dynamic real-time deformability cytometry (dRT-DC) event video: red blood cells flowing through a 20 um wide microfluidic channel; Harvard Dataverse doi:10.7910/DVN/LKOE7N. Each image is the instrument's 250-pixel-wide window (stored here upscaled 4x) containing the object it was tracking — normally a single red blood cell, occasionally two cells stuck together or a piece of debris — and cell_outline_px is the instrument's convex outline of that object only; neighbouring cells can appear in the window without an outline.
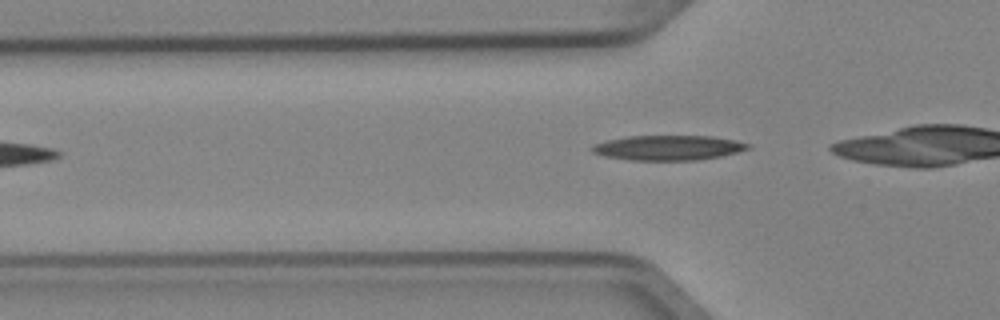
{"species": "Egyptian fruit bat (a non-hibernating species)", "species_latin": "Rousettus aegyptiacus", "temperature_condition": "cold", "stored_images_in_passage": 3, "camera_frame_rate_fps": 3000, "um_per_image_px": 0.085, "animal": {"sex": "female"}, "frame": {"image": 1, "passage_image": 3, "time_ms": 0.667, "image_size_px": [1000, 320], "cell_outline_px": [[752, 148], [720, 156], [696, 160], [628, 160], [604, 156], [592, 152], [592, 148], [596, 144], [608, 140], [628, 136], [712, 136], [752, 144]], "centroid_in_image_um": [56.82, 12.56], "position_along_channel_um": 69.0, "area_um2": 22.43}}